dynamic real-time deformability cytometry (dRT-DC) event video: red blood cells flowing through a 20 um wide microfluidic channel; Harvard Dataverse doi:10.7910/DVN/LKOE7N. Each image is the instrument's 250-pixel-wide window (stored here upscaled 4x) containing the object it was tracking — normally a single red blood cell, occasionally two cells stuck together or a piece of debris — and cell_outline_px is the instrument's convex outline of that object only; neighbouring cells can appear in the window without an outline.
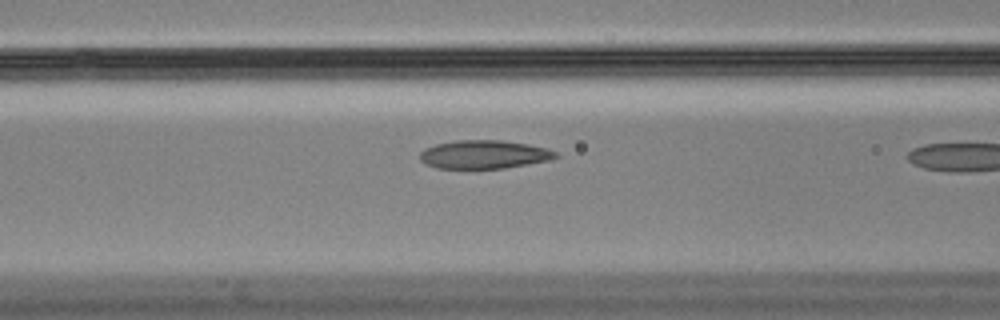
{"species": "Egyptian fruit bat (a non-hibernating species)", "species_latin": "Rousettus aegyptiacus", "temperature_condition": "cold", "stored_images_in_passage": 7, "camera_frame_rate_fps": 3000, "um_per_image_px": 0.085, "animal": {"sex": "male"}, "frame": {"image": 1, "passage_image": 6, "time_ms": 1.667, "image_size_px": [1000, 320], "cell_outline_px": [[560, 156], [552, 160], [504, 168], [436, 168], [420, 160], [420, 152], [424, 148], [436, 144], [456, 140], [500, 140], [528, 144], [548, 148], [556, 152]], "centroid_in_image_um": [41.18, 13.12], "position_along_channel_um": 125.4, "area_um2": 22.54}}